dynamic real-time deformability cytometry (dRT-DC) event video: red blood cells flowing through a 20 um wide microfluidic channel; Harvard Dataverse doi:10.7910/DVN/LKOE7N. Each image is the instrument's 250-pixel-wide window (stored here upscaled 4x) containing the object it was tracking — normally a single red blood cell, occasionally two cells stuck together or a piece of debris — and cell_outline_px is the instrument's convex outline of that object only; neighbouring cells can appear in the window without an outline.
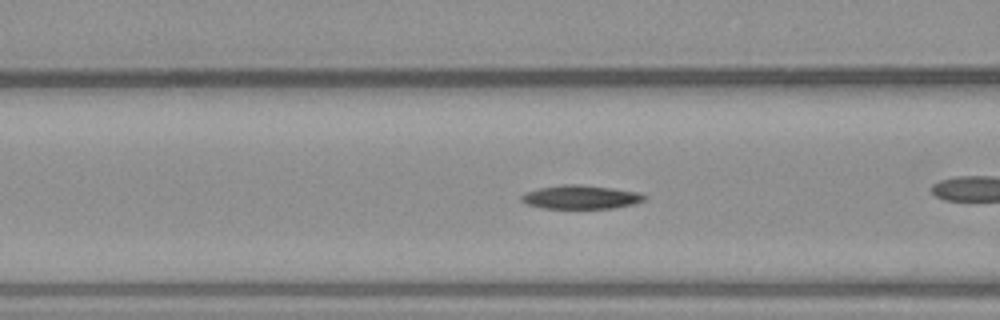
{"species": "common noctule bat (a hibernating species)", "species_latin": "Nyctalus noctula", "temperature_condition": "warm", "stored_images_in_passage": 41, "camera_frame_rate_fps": 3000, "um_per_image_px": 0.085, "animal": {"sex": "male", "body_mass_g": 23.1, "forearm_length_mm": 52.7}, "frame": {"image": 1, "passage_image": 7, "time_ms": 2.0, "image_size_px": [1000, 320], "cell_outline_px": [[648, 196], [644, 200], [636, 204], [616, 208], [540, 208], [528, 204], [520, 200], [520, 196], [524, 192], [540, 188], [564, 184], [576, 184], [608, 188], [636, 192]], "centroid_in_image_um": [49.35, 16.76], "position_along_channel_um": 117.3, "area_um2": 16.88}}
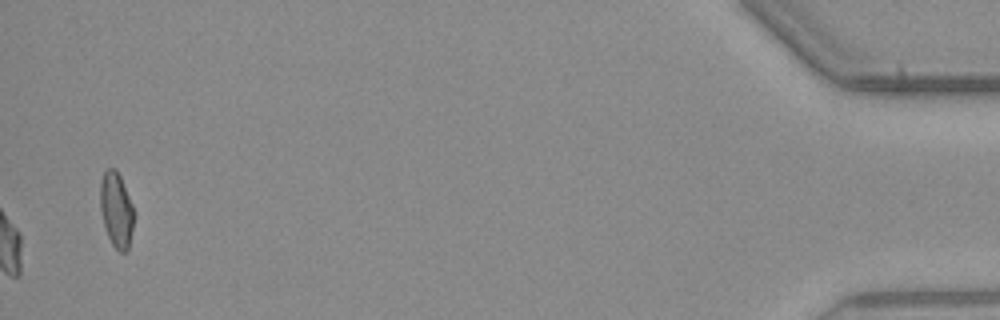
{"frame": {"image": 2, "passage_image": 41, "time_ms": 13.333, "image_size_px": [1000, 320], "cell_outline_px": [[136, 212], [128, 248], [124, 252], [120, 252], [112, 244], [108, 236], [100, 212], [100, 184], [104, 172], [108, 168], [116, 168], [120, 176]], "centroid_in_image_um": [9.9, 17.82], "position_along_channel_um": 425.3, "area_um2": 14.85}}